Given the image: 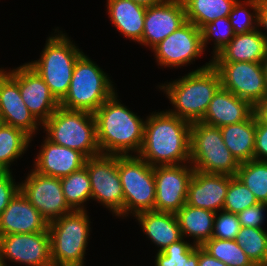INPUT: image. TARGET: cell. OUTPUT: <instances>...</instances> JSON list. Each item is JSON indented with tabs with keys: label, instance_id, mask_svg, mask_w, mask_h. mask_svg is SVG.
I'll use <instances>...</instances> for the list:
<instances>
[{
	"label": "cell",
	"instance_id": "obj_1",
	"mask_svg": "<svg viewBox=\"0 0 267 266\" xmlns=\"http://www.w3.org/2000/svg\"><path fill=\"white\" fill-rule=\"evenodd\" d=\"M165 111L147 116L137 156L152 167L190 163L191 123Z\"/></svg>",
	"mask_w": 267,
	"mask_h": 266
},
{
	"label": "cell",
	"instance_id": "obj_2",
	"mask_svg": "<svg viewBox=\"0 0 267 266\" xmlns=\"http://www.w3.org/2000/svg\"><path fill=\"white\" fill-rule=\"evenodd\" d=\"M117 94L94 112L100 152L104 155L128 156L133 152L138 155L143 143L145 120L121 104Z\"/></svg>",
	"mask_w": 267,
	"mask_h": 266
},
{
	"label": "cell",
	"instance_id": "obj_3",
	"mask_svg": "<svg viewBox=\"0 0 267 266\" xmlns=\"http://www.w3.org/2000/svg\"><path fill=\"white\" fill-rule=\"evenodd\" d=\"M173 105L170 114L190 123L200 122L210 101L221 87L220 76L211 65V60L182 78L158 86Z\"/></svg>",
	"mask_w": 267,
	"mask_h": 266
},
{
	"label": "cell",
	"instance_id": "obj_4",
	"mask_svg": "<svg viewBox=\"0 0 267 266\" xmlns=\"http://www.w3.org/2000/svg\"><path fill=\"white\" fill-rule=\"evenodd\" d=\"M41 126L45 138L56 145L80 151L87 158L101 155L94 113L59 106Z\"/></svg>",
	"mask_w": 267,
	"mask_h": 266
},
{
	"label": "cell",
	"instance_id": "obj_5",
	"mask_svg": "<svg viewBox=\"0 0 267 266\" xmlns=\"http://www.w3.org/2000/svg\"><path fill=\"white\" fill-rule=\"evenodd\" d=\"M57 30L56 35L47 38L40 58L27 64L39 74L60 102L68 92L74 66L83 52L65 33Z\"/></svg>",
	"mask_w": 267,
	"mask_h": 266
},
{
	"label": "cell",
	"instance_id": "obj_6",
	"mask_svg": "<svg viewBox=\"0 0 267 266\" xmlns=\"http://www.w3.org/2000/svg\"><path fill=\"white\" fill-rule=\"evenodd\" d=\"M101 67L82 53L74 66L70 86L60 106L94 113L115 93L111 79Z\"/></svg>",
	"mask_w": 267,
	"mask_h": 266
},
{
	"label": "cell",
	"instance_id": "obj_7",
	"mask_svg": "<svg viewBox=\"0 0 267 266\" xmlns=\"http://www.w3.org/2000/svg\"><path fill=\"white\" fill-rule=\"evenodd\" d=\"M87 210H73L48 224L53 266L84 264L90 236Z\"/></svg>",
	"mask_w": 267,
	"mask_h": 266
},
{
	"label": "cell",
	"instance_id": "obj_8",
	"mask_svg": "<svg viewBox=\"0 0 267 266\" xmlns=\"http://www.w3.org/2000/svg\"><path fill=\"white\" fill-rule=\"evenodd\" d=\"M190 164L194 170L236 176L239 163L224 143L221 130L204 122L191 123Z\"/></svg>",
	"mask_w": 267,
	"mask_h": 266
},
{
	"label": "cell",
	"instance_id": "obj_9",
	"mask_svg": "<svg viewBox=\"0 0 267 266\" xmlns=\"http://www.w3.org/2000/svg\"><path fill=\"white\" fill-rule=\"evenodd\" d=\"M118 173L124 193V217L154 210V167L139 156H118Z\"/></svg>",
	"mask_w": 267,
	"mask_h": 266
},
{
	"label": "cell",
	"instance_id": "obj_10",
	"mask_svg": "<svg viewBox=\"0 0 267 266\" xmlns=\"http://www.w3.org/2000/svg\"><path fill=\"white\" fill-rule=\"evenodd\" d=\"M85 167L91 182V199L117 217L124 218V193L118 173V155L87 158Z\"/></svg>",
	"mask_w": 267,
	"mask_h": 266
},
{
	"label": "cell",
	"instance_id": "obj_11",
	"mask_svg": "<svg viewBox=\"0 0 267 266\" xmlns=\"http://www.w3.org/2000/svg\"><path fill=\"white\" fill-rule=\"evenodd\" d=\"M217 70L221 87L253 107L267 94V81L261 62H211Z\"/></svg>",
	"mask_w": 267,
	"mask_h": 266
},
{
	"label": "cell",
	"instance_id": "obj_12",
	"mask_svg": "<svg viewBox=\"0 0 267 266\" xmlns=\"http://www.w3.org/2000/svg\"><path fill=\"white\" fill-rule=\"evenodd\" d=\"M23 181L19 183L21 193L48 223L73 211L64 198L59 177L43 175L32 169Z\"/></svg>",
	"mask_w": 267,
	"mask_h": 266
},
{
	"label": "cell",
	"instance_id": "obj_13",
	"mask_svg": "<svg viewBox=\"0 0 267 266\" xmlns=\"http://www.w3.org/2000/svg\"><path fill=\"white\" fill-rule=\"evenodd\" d=\"M0 252L6 260L25 266H53L49 230L40 233H18L0 236Z\"/></svg>",
	"mask_w": 267,
	"mask_h": 266
},
{
	"label": "cell",
	"instance_id": "obj_14",
	"mask_svg": "<svg viewBox=\"0 0 267 266\" xmlns=\"http://www.w3.org/2000/svg\"><path fill=\"white\" fill-rule=\"evenodd\" d=\"M152 51L161 67H182L191 64L205 51L202 47L201 29L186 21Z\"/></svg>",
	"mask_w": 267,
	"mask_h": 266
},
{
	"label": "cell",
	"instance_id": "obj_15",
	"mask_svg": "<svg viewBox=\"0 0 267 266\" xmlns=\"http://www.w3.org/2000/svg\"><path fill=\"white\" fill-rule=\"evenodd\" d=\"M194 168L190 163L154 167L155 211L177 213L185 204Z\"/></svg>",
	"mask_w": 267,
	"mask_h": 266
},
{
	"label": "cell",
	"instance_id": "obj_16",
	"mask_svg": "<svg viewBox=\"0 0 267 266\" xmlns=\"http://www.w3.org/2000/svg\"><path fill=\"white\" fill-rule=\"evenodd\" d=\"M4 71L19 85L21 98L41 125L60 106L44 80L27 63L9 72Z\"/></svg>",
	"mask_w": 267,
	"mask_h": 266
},
{
	"label": "cell",
	"instance_id": "obj_17",
	"mask_svg": "<svg viewBox=\"0 0 267 266\" xmlns=\"http://www.w3.org/2000/svg\"><path fill=\"white\" fill-rule=\"evenodd\" d=\"M186 22L185 7L182 0H166L147 6L144 18V30L140 45L151 50L168 35Z\"/></svg>",
	"mask_w": 267,
	"mask_h": 266
},
{
	"label": "cell",
	"instance_id": "obj_18",
	"mask_svg": "<svg viewBox=\"0 0 267 266\" xmlns=\"http://www.w3.org/2000/svg\"><path fill=\"white\" fill-rule=\"evenodd\" d=\"M229 188V175L195 170L188 185L186 204L212 212L223 210Z\"/></svg>",
	"mask_w": 267,
	"mask_h": 266
},
{
	"label": "cell",
	"instance_id": "obj_19",
	"mask_svg": "<svg viewBox=\"0 0 267 266\" xmlns=\"http://www.w3.org/2000/svg\"><path fill=\"white\" fill-rule=\"evenodd\" d=\"M0 114L3 124L23 130L31 138L40 123L30 113L19 91V85L4 71L0 75Z\"/></svg>",
	"mask_w": 267,
	"mask_h": 266
},
{
	"label": "cell",
	"instance_id": "obj_20",
	"mask_svg": "<svg viewBox=\"0 0 267 266\" xmlns=\"http://www.w3.org/2000/svg\"><path fill=\"white\" fill-rule=\"evenodd\" d=\"M48 221L19 190L0 215V236L18 233H40Z\"/></svg>",
	"mask_w": 267,
	"mask_h": 266
},
{
	"label": "cell",
	"instance_id": "obj_21",
	"mask_svg": "<svg viewBox=\"0 0 267 266\" xmlns=\"http://www.w3.org/2000/svg\"><path fill=\"white\" fill-rule=\"evenodd\" d=\"M34 160L33 168L36 172L61 178L84 167L87 157L80 151L56 145L45 139Z\"/></svg>",
	"mask_w": 267,
	"mask_h": 266
},
{
	"label": "cell",
	"instance_id": "obj_22",
	"mask_svg": "<svg viewBox=\"0 0 267 266\" xmlns=\"http://www.w3.org/2000/svg\"><path fill=\"white\" fill-rule=\"evenodd\" d=\"M254 112V107L244 99L220 87L200 122L222 127L245 121Z\"/></svg>",
	"mask_w": 267,
	"mask_h": 266
},
{
	"label": "cell",
	"instance_id": "obj_23",
	"mask_svg": "<svg viewBox=\"0 0 267 266\" xmlns=\"http://www.w3.org/2000/svg\"><path fill=\"white\" fill-rule=\"evenodd\" d=\"M144 234L162 252L173 242L182 238L179 222L175 213L162 211H145L134 216Z\"/></svg>",
	"mask_w": 267,
	"mask_h": 266
},
{
	"label": "cell",
	"instance_id": "obj_24",
	"mask_svg": "<svg viewBox=\"0 0 267 266\" xmlns=\"http://www.w3.org/2000/svg\"><path fill=\"white\" fill-rule=\"evenodd\" d=\"M106 7L115 28L126 38L139 43L147 6L133 0H107Z\"/></svg>",
	"mask_w": 267,
	"mask_h": 266
},
{
	"label": "cell",
	"instance_id": "obj_25",
	"mask_svg": "<svg viewBox=\"0 0 267 266\" xmlns=\"http://www.w3.org/2000/svg\"><path fill=\"white\" fill-rule=\"evenodd\" d=\"M267 49V43L259 28L234 38L222 48L211 62H261Z\"/></svg>",
	"mask_w": 267,
	"mask_h": 266
},
{
	"label": "cell",
	"instance_id": "obj_26",
	"mask_svg": "<svg viewBox=\"0 0 267 266\" xmlns=\"http://www.w3.org/2000/svg\"><path fill=\"white\" fill-rule=\"evenodd\" d=\"M223 140L237 162L254 160L256 115L253 112L245 121L220 127Z\"/></svg>",
	"mask_w": 267,
	"mask_h": 266
},
{
	"label": "cell",
	"instance_id": "obj_27",
	"mask_svg": "<svg viewBox=\"0 0 267 266\" xmlns=\"http://www.w3.org/2000/svg\"><path fill=\"white\" fill-rule=\"evenodd\" d=\"M215 214L210 210L185 204L176 213L182 237L192 236L193 244L202 246L212 238Z\"/></svg>",
	"mask_w": 267,
	"mask_h": 266
},
{
	"label": "cell",
	"instance_id": "obj_28",
	"mask_svg": "<svg viewBox=\"0 0 267 266\" xmlns=\"http://www.w3.org/2000/svg\"><path fill=\"white\" fill-rule=\"evenodd\" d=\"M186 21L201 29L218 18L229 17L237 0H182Z\"/></svg>",
	"mask_w": 267,
	"mask_h": 266
},
{
	"label": "cell",
	"instance_id": "obj_29",
	"mask_svg": "<svg viewBox=\"0 0 267 266\" xmlns=\"http://www.w3.org/2000/svg\"><path fill=\"white\" fill-rule=\"evenodd\" d=\"M32 138L23 130L3 124L0 127V170L10 172V166L25 153Z\"/></svg>",
	"mask_w": 267,
	"mask_h": 266
},
{
	"label": "cell",
	"instance_id": "obj_30",
	"mask_svg": "<svg viewBox=\"0 0 267 266\" xmlns=\"http://www.w3.org/2000/svg\"><path fill=\"white\" fill-rule=\"evenodd\" d=\"M64 198L72 210H85L86 201L91 199V182L84 166L70 175L60 178Z\"/></svg>",
	"mask_w": 267,
	"mask_h": 266
},
{
	"label": "cell",
	"instance_id": "obj_31",
	"mask_svg": "<svg viewBox=\"0 0 267 266\" xmlns=\"http://www.w3.org/2000/svg\"><path fill=\"white\" fill-rule=\"evenodd\" d=\"M236 177L250 189L258 203L267 204V161L240 163Z\"/></svg>",
	"mask_w": 267,
	"mask_h": 266
},
{
	"label": "cell",
	"instance_id": "obj_32",
	"mask_svg": "<svg viewBox=\"0 0 267 266\" xmlns=\"http://www.w3.org/2000/svg\"><path fill=\"white\" fill-rule=\"evenodd\" d=\"M235 240L255 266H266L267 231L265 229L241 227Z\"/></svg>",
	"mask_w": 267,
	"mask_h": 266
},
{
	"label": "cell",
	"instance_id": "obj_33",
	"mask_svg": "<svg viewBox=\"0 0 267 266\" xmlns=\"http://www.w3.org/2000/svg\"><path fill=\"white\" fill-rule=\"evenodd\" d=\"M155 266H198L199 246L185 242L184 237L157 252Z\"/></svg>",
	"mask_w": 267,
	"mask_h": 266
},
{
	"label": "cell",
	"instance_id": "obj_34",
	"mask_svg": "<svg viewBox=\"0 0 267 266\" xmlns=\"http://www.w3.org/2000/svg\"><path fill=\"white\" fill-rule=\"evenodd\" d=\"M201 247L212 257L222 261L227 266H255L236 240L211 238Z\"/></svg>",
	"mask_w": 267,
	"mask_h": 266
},
{
	"label": "cell",
	"instance_id": "obj_35",
	"mask_svg": "<svg viewBox=\"0 0 267 266\" xmlns=\"http://www.w3.org/2000/svg\"><path fill=\"white\" fill-rule=\"evenodd\" d=\"M260 1L261 0H237L233 5L231 13L229 14V20L235 35L248 33L257 29V12ZM247 6L250 7L255 14L250 13L246 8Z\"/></svg>",
	"mask_w": 267,
	"mask_h": 266
},
{
	"label": "cell",
	"instance_id": "obj_36",
	"mask_svg": "<svg viewBox=\"0 0 267 266\" xmlns=\"http://www.w3.org/2000/svg\"><path fill=\"white\" fill-rule=\"evenodd\" d=\"M258 204L254 194L236 176H229V188L223 210L238 214L248 207Z\"/></svg>",
	"mask_w": 267,
	"mask_h": 266
},
{
	"label": "cell",
	"instance_id": "obj_37",
	"mask_svg": "<svg viewBox=\"0 0 267 266\" xmlns=\"http://www.w3.org/2000/svg\"><path fill=\"white\" fill-rule=\"evenodd\" d=\"M234 31L230 24L229 17L218 18L207 23L201 28L202 47L205 50L208 41L213 39L215 56L222 48H224L233 38Z\"/></svg>",
	"mask_w": 267,
	"mask_h": 266
},
{
	"label": "cell",
	"instance_id": "obj_38",
	"mask_svg": "<svg viewBox=\"0 0 267 266\" xmlns=\"http://www.w3.org/2000/svg\"><path fill=\"white\" fill-rule=\"evenodd\" d=\"M214 217L212 238L235 240L241 225L237 214L221 210V213Z\"/></svg>",
	"mask_w": 267,
	"mask_h": 266
},
{
	"label": "cell",
	"instance_id": "obj_39",
	"mask_svg": "<svg viewBox=\"0 0 267 266\" xmlns=\"http://www.w3.org/2000/svg\"><path fill=\"white\" fill-rule=\"evenodd\" d=\"M267 204L258 203L237 214L241 227L263 228Z\"/></svg>",
	"mask_w": 267,
	"mask_h": 266
},
{
	"label": "cell",
	"instance_id": "obj_40",
	"mask_svg": "<svg viewBox=\"0 0 267 266\" xmlns=\"http://www.w3.org/2000/svg\"><path fill=\"white\" fill-rule=\"evenodd\" d=\"M19 190L20 184L15 182L11 171L0 174V215Z\"/></svg>",
	"mask_w": 267,
	"mask_h": 266
},
{
	"label": "cell",
	"instance_id": "obj_41",
	"mask_svg": "<svg viewBox=\"0 0 267 266\" xmlns=\"http://www.w3.org/2000/svg\"><path fill=\"white\" fill-rule=\"evenodd\" d=\"M254 160L267 161V123L256 117Z\"/></svg>",
	"mask_w": 267,
	"mask_h": 266
},
{
	"label": "cell",
	"instance_id": "obj_42",
	"mask_svg": "<svg viewBox=\"0 0 267 266\" xmlns=\"http://www.w3.org/2000/svg\"><path fill=\"white\" fill-rule=\"evenodd\" d=\"M259 26L267 30V0L260 1V5L257 12V28H259ZM259 31L261 32L267 43V35L263 33L262 30L259 29Z\"/></svg>",
	"mask_w": 267,
	"mask_h": 266
},
{
	"label": "cell",
	"instance_id": "obj_43",
	"mask_svg": "<svg viewBox=\"0 0 267 266\" xmlns=\"http://www.w3.org/2000/svg\"><path fill=\"white\" fill-rule=\"evenodd\" d=\"M198 266H227L215 257H212L207 251L199 246V263Z\"/></svg>",
	"mask_w": 267,
	"mask_h": 266
},
{
	"label": "cell",
	"instance_id": "obj_44",
	"mask_svg": "<svg viewBox=\"0 0 267 266\" xmlns=\"http://www.w3.org/2000/svg\"><path fill=\"white\" fill-rule=\"evenodd\" d=\"M256 117L264 123H267V94L254 106Z\"/></svg>",
	"mask_w": 267,
	"mask_h": 266
},
{
	"label": "cell",
	"instance_id": "obj_45",
	"mask_svg": "<svg viewBox=\"0 0 267 266\" xmlns=\"http://www.w3.org/2000/svg\"><path fill=\"white\" fill-rule=\"evenodd\" d=\"M134 2L140 3L145 6H151V5H156L159 3H162L166 0H133Z\"/></svg>",
	"mask_w": 267,
	"mask_h": 266
},
{
	"label": "cell",
	"instance_id": "obj_46",
	"mask_svg": "<svg viewBox=\"0 0 267 266\" xmlns=\"http://www.w3.org/2000/svg\"><path fill=\"white\" fill-rule=\"evenodd\" d=\"M261 65L263 68L264 76H265L266 81H267V49H266L264 57L262 58Z\"/></svg>",
	"mask_w": 267,
	"mask_h": 266
},
{
	"label": "cell",
	"instance_id": "obj_47",
	"mask_svg": "<svg viewBox=\"0 0 267 266\" xmlns=\"http://www.w3.org/2000/svg\"><path fill=\"white\" fill-rule=\"evenodd\" d=\"M0 266H4L2 262L1 252H0Z\"/></svg>",
	"mask_w": 267,
	"mask_h": 266
},
{
	"label": "cell",
	"instance_id": "obj_48",
	"mask_svg": "<svg viewBox=\"0 0 267 266\" xmlns=\"http://www.w3.org/2000/svg\"><path fill=\"white\" fill-rule=\"evenodd\" d=\"M3 125V120H2V117H1V114H0V127Z\"/></svg>",
	"mask_w": 267,
	"mask_h": 266
},
{
	"label": "cell",
	"instance_id": "obj_49",
	"mask_svg": "<svg viewBox=\"0 0 267 266\" xmlns=\"http://www.w3.org/2000/svg\"><path fill=\"white\" fill-rule=\"evenodd\" d=\"M4 72V69H0V75Z\"/></svg>",
	"mask_w": 267,
	"mask_h": 266
},
{
	"label": "cell",
	"instance_id": "obj_50",
	"mask_svg": "<svg viewBox=\"0 0 267 266\" xmlns=\"http://www.w3.org/2000/svg\"><path fill=\"white\" fill-rule=\"evenodd\" d=\"M70 266H85L84 264H81V265H70Z\"/></svg>",
	"mask_w": 267,
	"mask_h": 266
}]
</instances>
